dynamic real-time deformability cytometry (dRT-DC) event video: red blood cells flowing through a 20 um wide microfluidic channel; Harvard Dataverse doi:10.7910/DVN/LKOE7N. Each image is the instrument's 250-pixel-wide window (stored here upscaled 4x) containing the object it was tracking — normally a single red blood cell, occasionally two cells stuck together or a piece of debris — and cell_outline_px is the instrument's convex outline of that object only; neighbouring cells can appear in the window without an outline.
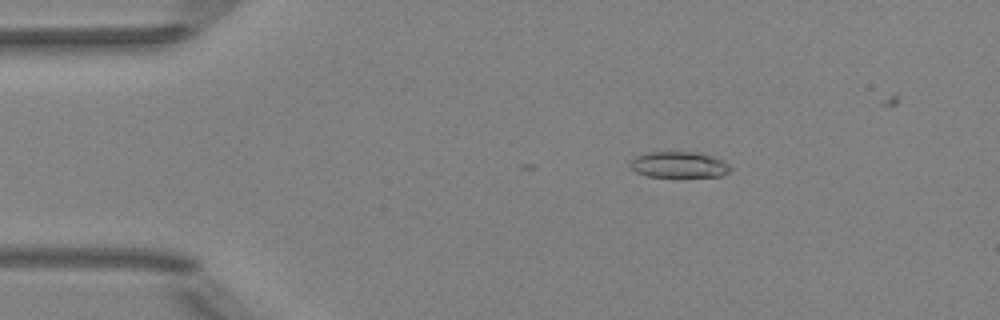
{"species": "Egyptian fruit bat (a non-hibernating species)", "species_latin": "Rousettus aegyptiacus", "temperature_condition": "room temperature", "stored_images_in_passage": 3, "camera_frame_rate_fps": 3000, "um_per_image_px": 0.085, "animal": {"sex": "female"}, "frame": {"image": 1, "passage_image": 1, "time_ms": 0.0, "image_size_px": [1000, 320], "cell_outline_px": [[732, 168], [728, 172], [720, 176], [648, 176], [636, 172], [628, 164], [636, 156], [648, 152], [696, 152], [712, 156], [724, 160]], "centroid_in_image_um": [57.72, 13.99], "position_along_channel_um": 27.3, "area_um2": 15.03}}